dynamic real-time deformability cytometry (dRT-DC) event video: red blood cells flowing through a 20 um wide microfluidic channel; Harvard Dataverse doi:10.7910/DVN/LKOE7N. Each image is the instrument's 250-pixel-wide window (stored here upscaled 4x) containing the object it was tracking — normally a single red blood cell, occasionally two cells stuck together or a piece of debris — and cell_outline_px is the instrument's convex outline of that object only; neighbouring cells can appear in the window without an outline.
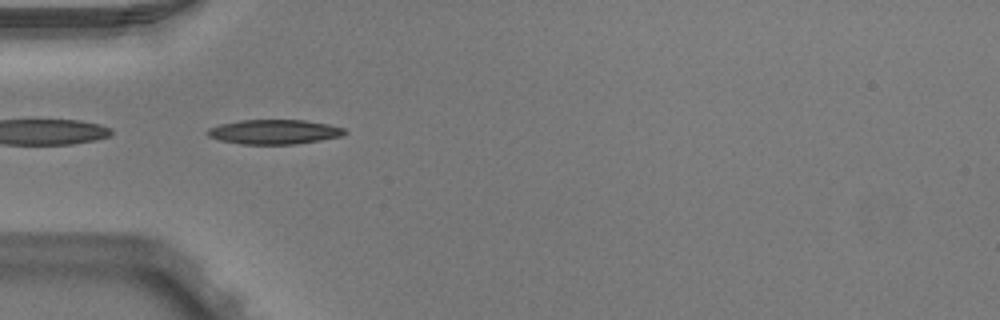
{"species": "Egyptian fruit bat (a non-hibernating species)", "species_latin": "Rousettus aegyptiacus", "temperature_condition": "warm", "stored_images_in_passage": 44, "segment_of_instrument_passage": [2, 2], "camera_frame_rate_fps": 3000, "um_per_image_px": 0.085, "animal": {"sex": "male"}, "frame": {"image": 1, "passage_image": 9, "time_ms": 2.667, "image_size_px": [1000, 320], "cell_outline_px": [[348, 132], [344, 136], [296, 144], [240, 144], [220, 140], [208, 136], [204, 132], [208, 128], [220, 124], [240, 120], [304, 120], [328, 124], [344, 128]], "centroid_in_image_um": [23.31, 11.21], "position_along_channel_um": 61.7, "area_um2": 19.77}}
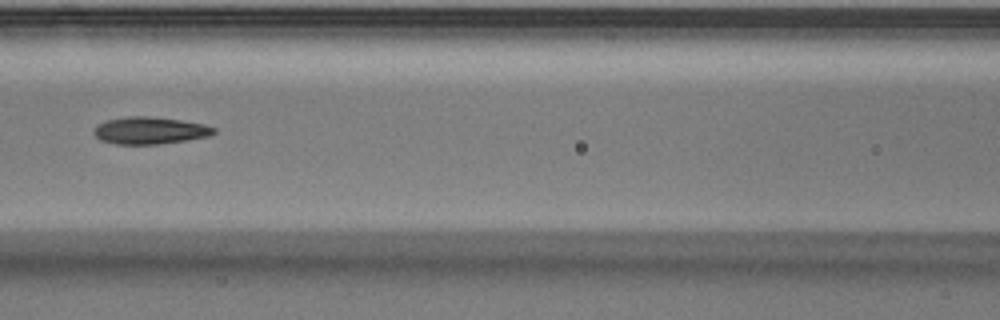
{"frame": {"image": 2, "passage_image": 16, "time_ms": 5.0, "image_size_px": [1000, 320], "cell_outline_px": [[216, 132], [208, 136], [188, 140], [160, 144], [116, 144], [100, 140], [92, 132], [92, 128], [108, 120], [128, 116], [144, 116], [180, 120], [204, 124], [216, 128]], "centroid_in_image_um": [12.73, 11.1], "position_along_channel_um": 153.9, "area_um2": 18.9}}
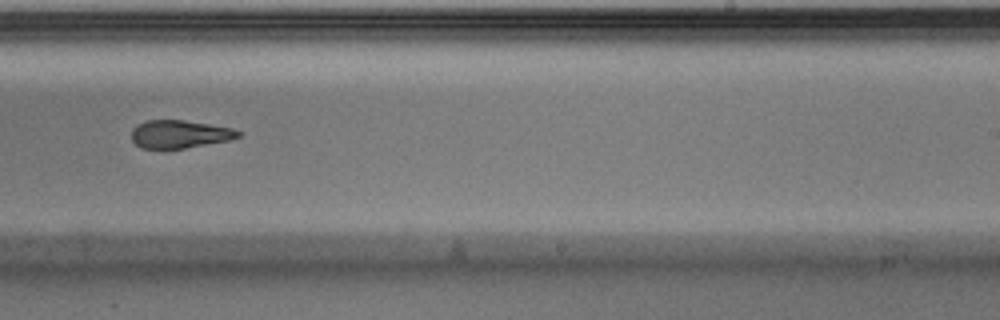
{"frame": {"image": 3, "passage_image": 25, "time_ms": 8.0, "image_size_px": [1000, 320], "cell_outline_px": [[240, 136], [228, 140], [184, 148], [140, 148], [132, 140], [132, 128], [136, 124], [148, 120], [184, 120], [232, 128], [240, 132]], "centroid_in_image_um": [15.22, 11.39], "position_along_channel_um": 273.8, "area_um2": 17.17}}